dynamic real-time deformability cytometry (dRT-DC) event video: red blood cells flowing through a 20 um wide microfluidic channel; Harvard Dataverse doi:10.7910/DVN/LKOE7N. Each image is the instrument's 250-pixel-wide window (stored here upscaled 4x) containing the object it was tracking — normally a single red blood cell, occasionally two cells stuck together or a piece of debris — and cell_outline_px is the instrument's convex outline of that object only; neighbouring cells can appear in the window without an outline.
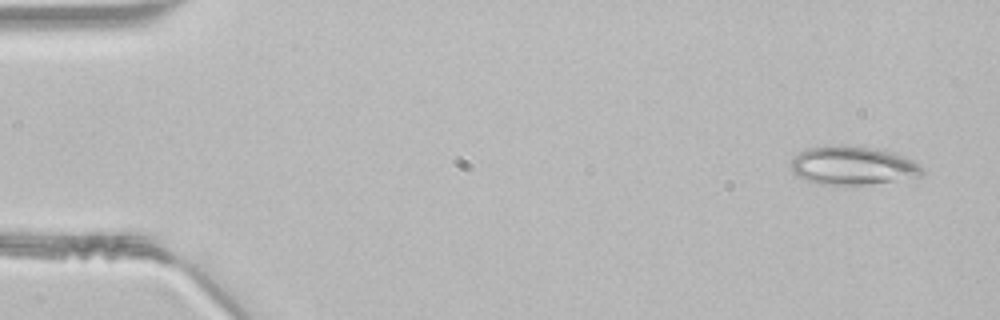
{"species": "common noctule bat (a hibernating species)", "species_latin": "Nyctalus noctula", "temperature_condition": "room temperature", "stored_images_in_passage": 13, "camera_frame_rate_fps": 3000, "um_per_image_px": 0.085, "animal": {"sex": "male", "body_mass_g": 21.5, "forearm_length_mm": 52.0}, "frame": {"image": 1, "passage_image": 13, "time_ms": 4.0, "image_size_px": [1000, 320], "cell_outline_px": [[924, 172], [920, 176], [868, 184], [820, 184], [808, 180], [792, 172], [792, 156], [804, 148], [832, 144], [848, 144], [876, 148], [896, 152], [920, 164], [924, 168]], "centroid_in_image_um": [72.48, 14.02], "position_along_channel_um": 12.5, "area_um2": 29.82}}